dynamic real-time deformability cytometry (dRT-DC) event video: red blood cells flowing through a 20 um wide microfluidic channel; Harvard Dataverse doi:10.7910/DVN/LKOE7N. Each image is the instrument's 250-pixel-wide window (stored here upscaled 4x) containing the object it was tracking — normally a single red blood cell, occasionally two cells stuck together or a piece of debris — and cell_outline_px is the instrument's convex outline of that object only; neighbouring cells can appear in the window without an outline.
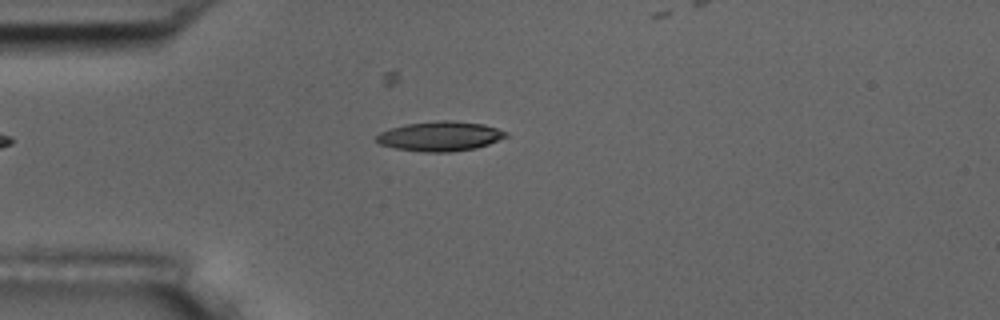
{"species": "common noctule bat (a hibernating species)", "species_latin": "Nyctalus noctula", "temperature_condition": "room temperature", "stored_images_in_passage": 5, "camera_frame_rate_fps": 3000, "um_per_image_px": 0.085, "animal": {"sex": "male", "body_mass_g": 17.5, "forearm_length_mm": 52.3}, "frame": {"image": 1, "passage_image": 4, "time_ms": 4.0, "image_size_px": [1000, 320], "cell_outline_px": [[508, 136], [488, 144], [476, 148], [452, 152], [424, 152], [396, 148], [380, 144], [376, 140], [376, 136], [380, 132], [404, 124], [440, 120], [452, 120], [484, 124], [508, 132]], "centroid_in_image_um": [37.42, 11.57], "position_along_channel_um": 47.6, "area_um2": 22.37}}